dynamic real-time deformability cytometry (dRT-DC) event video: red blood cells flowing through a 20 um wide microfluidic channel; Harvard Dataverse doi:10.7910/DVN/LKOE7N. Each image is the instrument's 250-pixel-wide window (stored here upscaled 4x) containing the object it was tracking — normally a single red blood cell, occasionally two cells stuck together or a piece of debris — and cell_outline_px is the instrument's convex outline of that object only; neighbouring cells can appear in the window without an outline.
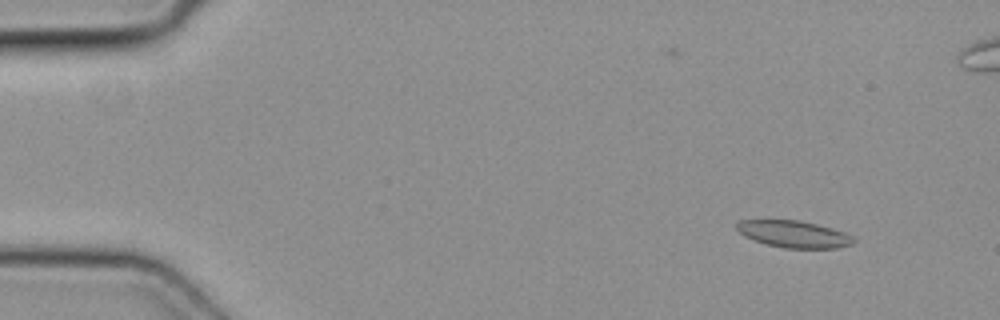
{"species": "common noctule bat (a hibernating species)", "species_latin": "Nyctalus noctula", "temperature_condition": "cold", "stored_images_in_passage": 50, "camera_frame_rate_fps": 3000, "um_per_image_px": 0.085, "animal": {"sex": "female", "body_mass_g": 19.3, "forearm_length_mm": 54.1}, "frame": {"image": 1, "passage_image": 4, "time_ms": 1.0, "image_size_px": [1000, 320], "cell_outline_px": [[856, 240], [852, 244], [836, 248], [784, 248], [764, 244], [752, 240], [744, 236], [736, 228], [736, 220], [800, 220], [832, 228], [856, 236]], "centroid_in_image_um": [67.47, 19.9], "position_along_channel_um": 17.5, "area_um2": 18.55}}
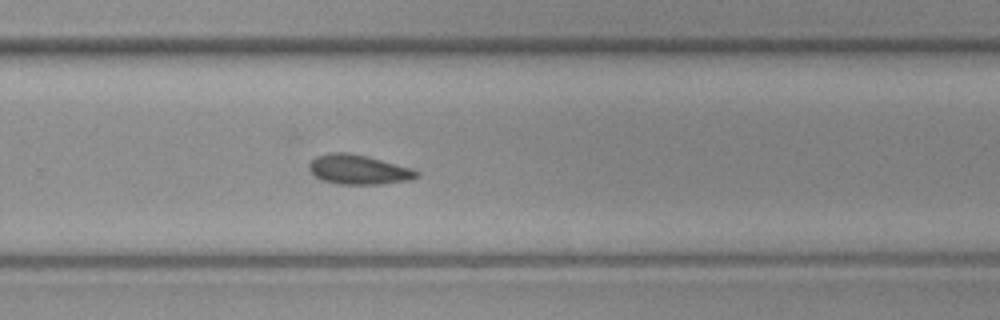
{"frame": {"image": 2, "passage_image": 32, "time_ms": 10.333, "image_size_px": [1000, 320], "cell_outline_px": [[420, 176], [412, 180], [384, 184], [336, 184], [320, 180], [308, 168], [308, 164], [316, 156], [332, 152], [348, 152], [412, 168], [420, 172]], "centroid_in_image_um": [30.49, 14.43], "position_along_channel_um": 299.3, "area_um2": 18.61}}
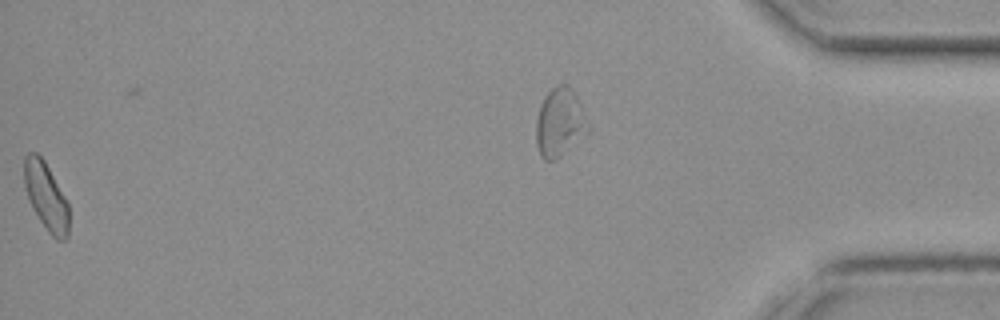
{"frame": {"image": 3, "passage_image": 49, "time_ms": 16.0, "image_size_px": [1000, 320], "cell_outline_px": [[68, 236], [64, 240], [56, 240], [48, 232], [40, 220], [28, 200], [24, 188], [24, 156], [28, 152], [36, 152], [44, 160], [68, 200]], "centroid_in_image_um": [3.91, 16.67], "position_along_channel_um": 431.3, "area_um2": 17.8}}